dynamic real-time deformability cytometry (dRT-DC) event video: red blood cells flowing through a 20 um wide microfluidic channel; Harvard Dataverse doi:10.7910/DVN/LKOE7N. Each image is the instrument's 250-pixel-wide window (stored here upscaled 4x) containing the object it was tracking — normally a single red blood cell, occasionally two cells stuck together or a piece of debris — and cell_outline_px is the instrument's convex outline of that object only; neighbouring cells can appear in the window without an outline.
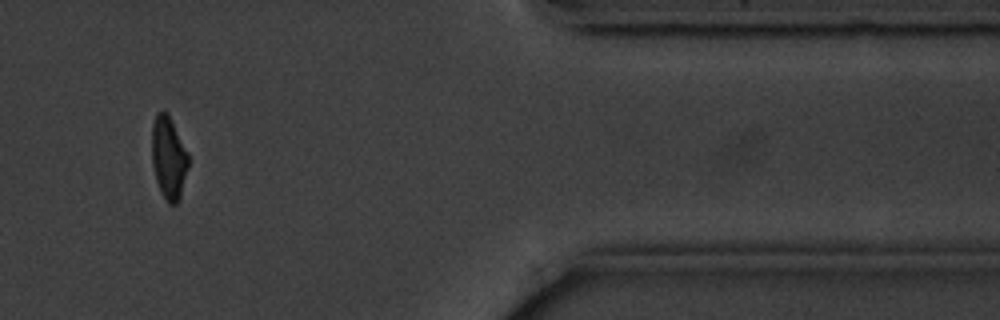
{"species": "common noctule bat (a hibernating species)", "species_latin": "Nyctalus noctula", "temperature_condition": "cold", "stored_images_in_passage": 15, "camera_frame_rate_fps": 3000, "um_per_image_px": 0.085, "animal": {"sex": "male", "body_mass_g": 20.1, "forearm_length_mm": 53.5}, "frame": {"image": 1, "passage_image": 13, "time_ms": 15.333, "image_size_px": [1000, 320], "cell_outline_px": [[188, 168], [180, 200], [176, 204], [168, 204], [164, 200], [160, 192], [156, 180], [152, 164], [152, 124], [156, 112], [164, 112], [168, 116], [188, 152]], "centroid_in_image_um": [14.33, 13.49], "position_along_channel_um": 397.1, "area_um2": 17.57}, "authors_computed_cell_mechanics": {"area_um2": 18.7272, "velocity_mm_per_s": 3.5837, "shape_relaxation_time_tau1_ms": 3.6113, "shape_relaxation_time_tau2_ms": 6.5511, "deformation_change_tau1": 0.1406, "deformation_change_tau2": 0.1104}}